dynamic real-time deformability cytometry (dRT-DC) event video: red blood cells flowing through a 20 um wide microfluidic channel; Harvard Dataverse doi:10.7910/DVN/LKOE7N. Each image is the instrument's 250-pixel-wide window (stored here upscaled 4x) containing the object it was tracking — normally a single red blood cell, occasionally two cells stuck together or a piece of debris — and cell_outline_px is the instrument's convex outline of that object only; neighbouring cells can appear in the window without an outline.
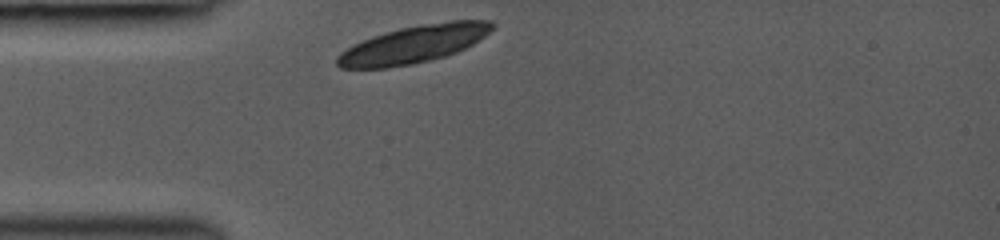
{"species": "common noctule bat (a hibernating species)", "species_latin": "Nyctalus noctula", "temperature_condition": "room temperature", "stored_images_in_passage": 4, "camera_frame_rate_fps": 3000, "um_per_image_px": 0.085, "animal": {"sex": "female", "body_mass_g": 19.0, "forearm_length_mm": 53.3}, "frame": {"image": 1, "passage_image": 1, "time_ms": 0.0, "image_size_px": [1000, 240], "cell_outline_px": [[496, 24], [484, 36], [472, 44], [456, 52], [432, 60], [412, 64], [384, 68], [340, 68], [336, 64], [336, 56], [340, 52], [372, 36], [400, 28], [420, 24], [448, 20], [492, 20]], "centroid_in_image_um": [35.18, 3.75], "position_along_channel_um": 49.8, "area_um2": 33.76}}